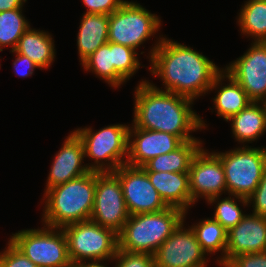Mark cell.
<instances>
[{
    "mask_svg": "<svg viewBox=\"0 0 266 267\" xmlns=\"http://www.w3.org/2000/svg\"><path fill=\"white\" fill-rule=\"evenodd\" d=\"M149 55V71L160 77L165 91L193 101L208 93L215 77L223 70L202 53L166 37H159Z\"/></svg>",
    "mask_w": 266,
    "mask_h": 267,
    "instance_id": "1",
    "label": "cell"
},
{
    "mask_svg": "<svg viewBox=\"0 0 266 267\" xmlns=\"http://www.w3.org/2000/svg\"><path fill=\"white\" fill-rule=\"evenodd\" d=\"M133 124L140 129L162 131L178 136L183 142L199 140L190 133L206 128L203 119L191 107L193 100L165 91L147 80L134 92Z\"/></svg>",
    "mask_w": 266,
    "mask_h": 267,
    "instance_id": "2",
    "label": "cell"
},
{
    "mask_svg": "<svg viewBox=\"0 0 266 267\" xmlns=\"http://www.w3.org/2000/svg\"><path fill=\"white\" fill-rule=\"evenodd\" d=\"M96 172L74 178L44 192L43 225L63 228L90 220L95 199Z\"/></svg>",
    "mask_w": 266,
    "mask_h": 267,
    "instance_id": "3",
    "label": "cell"
},
{
    "mask_svg": "<svg viewBox=\"0 0 266 267\" xmlns=\"http://www.w3.org/2000/svg\"><path fill=\"white\" fill-rule=\"evenodd\" d=\"M185 217L183 210L171 206L159 212L130 215L118 234L119 250L154 255Z\"/></svg>",
    "mask_w": 266,
    "mask_h": 267,
    "instance_id": "4",
    "label": "cell"
},
{
    "mask_svg": "<svg viewBox=\"0 0 266 267\" xmlns=\"http://www.w3.org/2000/svg\"><path fill=\"white\" fill-rule=\"evenodd\" d=\"M74 131L83 142L85 158L94 160L93 164H86L90 171L115 172L126 164L129 124L108 125L94 132L91 127L78 128Z\"/></svg>",
    "mask_w": 266,
    "mask_h": 267,
    "instance_id": "5",
    "label": "cell"
},
{
    "mask_svg": "<svg viewBox=\"0 0 266 267\" xmlns=\"http://www.w3.org/2000/svg\"><path fill=\"white\" fill-rule=\"evenodd\" d=\"M66 235L72 264L103 262L114 258L119 249L118 234L92 220L69 224L62 228Z\"/></svg>",
    "mask_w": 266,
    "mask_h": 267,
    "instance_id": "6",
    "label": "cell"
},
{
    "mask_svg": "<svg viewBox=\"0 0 266 267\" xmlns=\"http://www.w3.org/2000/svg\"><path fill=\"white\" fill-rule=\"evenodd\" d=\"M221 160L228 195L248 198L257 188L266 168V147L242 146L214 152Z\"/></svg>",
    "mask_w": 266,
    "mask_h": 267,
    "instance_id": "7",
    "label": "cell"
},
{
    "mask_svg": "<svg viewBox=\"0 0 266 267\" xmlns=\"http://www.w3.org/2000/svg\"><path fill=\"white\" fill-rule=\"evenodd\" d=\"M9 241L38 267H68L72 264L62 228L43 226L12 234Z\"/></svg>",
    "mask_w": 266,
    "mask_h": 267,
    "instance_id": "8",
    "label": "cell"
},
{
    "mask_svg": "<svg viewBox=\"0 0 266 267\" xmlns=\"http://www.w3.org/2000/svg\"><path fill=\"white\" fill-rule=\"evenodd\" d=\"M161 19L137 2L125 1L109 15L108 42L121 44L134 50L155 35Z\"/></svg>",
    "mask_w": 266,
    "mask_h": 267,
    "instance_id": "9",
    "label": "cell"
},
{
    "mask_svg": "<svg viewBox=\"0 0 266 267\" xmlns=\"http://www.w3.org/2000/svg\"><path fill=\"white\" fill-rule=\"evenodd\" d=\"M129 216L119 177L114 172H96L95 199L90 220L119 234Z\"/></svg>",
    "mask_w": 266,
    "mask_h": 267,
    "instance_id": "10",
    "label": "cell"
},
{
    "mask_svg": "<svg viewBox=\"0 0 266 267\" xmlns=\"http://www.w3.org/2000/svg\"><path fill=\"white\" fill-rule=\"evenodd\" d=\"M114 173L119 177L129 215L159 212L169 207L142 167L124 164Z\"/></svg>",
    "mask_w": 266,
    "mask_h": 267,
    "instance_id": "11",
    "label": "cell"
},
{
    "mask_svg": "<svg viewBox=\"0 0 266 267\" xmlns=\"http://www.w3.org/2000/svg\"><path fill=\"white\" fill-rule=\"evenodd\" d=\"M223 70L240 84L252 102L266 103V42L250 48Z\"/></svg>",
    "mask_w": 266,
    "mask_h": 267,
    "instance_id": "12",
    "label": "cell"
},
{
    "mask_svg": "<svg viewBox=\"0 0 266 267\" xmlns=\"http://www.w3.org/2000/svg\"><path fill=\"white\" fill-rule=\"evenodd\" d=\"M184 220L154 254L155 267H206V253L193 229Z\"/></svg>",
    "mask_w": 266,
    "mask_h": 267,
    "instance_id": "13",
    "label": "cell"
},
{
    "mask_svg": "<svg viewBox=\"0 0 266 267\" xmlns=\"http://www.w3.org/2000/svg\"><path fill=\"white\" fill-rule=\"evenodd\" d=\"M203 147L193 157L189 173V189L195 204L199 198L206 201L227 192L225 173L220 158Z\"/></svg>",
    "mask_w": 266,
    "mask_h": 267,
    "instance_id": "14",
    "label": "cell"
},
{
    "mask_svg": "<svg viewBox=\"0 0 266 267\" xmlns=\"http://www.w3.org/2000/svg\"><path fill=\"white\" fill-rule=\"evenodd\" d=\"M184 142L171 133L129 126L128 158L126 164L142 167L150 159L170 153Z\"/></svg>",
    "mask_w": 266,
    "mask_h": 267,
    "instance_id": "15",
    "label": "cell"
},
{
    "mask_svg": "<svg viewBox=\"0 0 266 267\" xmlns=\"http://www.w3.org/2000/svg\"><path fill=\"white\" fill-rule=\"evenodd\" d=\"M266 252V216L245 215L227 232L225 259L219 266L227 265L242 254Z\"/></svg>",
    "mask_w": 266,
    "mask_h": 267,
    "instance_id": "16",
    "label": "cell"
},
{
    "mask_svg": "<svg viewBox=\"0 0 266 267\" xmlns=\"http://www.w3.org/2000/svg\"><path fill=\"white\" fill-rule=\"evenodd\" d=\"M65 139L62 148L54 157L45 191L90 171L87 165H82L85 149L81 138L73 131Z\"/></svg>",
    "mask_w": 266,
    "mask_h": 267,
    "instance_id": "17",
    "label": "cell"
},
{
    "mask_svg": "<svg viewBox=\"0 0 266 267\" xmlns=\"http://www.w3.org/2000/svg\"><path fill=\"white\" fill-rule=\"evenodd\" d=\"M164 202L171 207L180 208L187 214L193 206L189 189V173L146 172Z\"/></svg>",
    "mask_w": 266,
    "mask_h": 267,
    "instance_id": "18",
    "label": "cell"
},
{
    "mask_svg": "<svg viewBox=\"0 0 266 267\" xmlns=\"http://www.w3.org/2000/svg\"><path fill=\"white\" fill-rule=\"evenodd\" d=\"M225 79L228 80L229 83L222 86V82ZM213 89H215V91L219 89L213 99L217 116L223 117L226 121L252 102L240 84L224 70L215 77L209 92L213 91Z\"/></svg>",
    "mask_w": 266,
    "mask_h": 267,
    "instance_id": "19",
    "label": "cell"
},
{
    "mask_svg": "<svg viewBox=\"0 0 266 267\" xmlns=\"http://www.w3.org/2000/svg\"><path fill=\"white\" fill-rule=\"evenodd\" d=\"M109 15L84 13L77 34L78 55L81 63L100 46L108 42Z\"/></svg>",
    "mask_w": 266,
    "mask_h": 267,
    "instance_id": "20",
    "label": "cell"
},
{
    "mask_svg": "<svg viewBox=\"0 0 266 267\" xmlns=\"http://www.w3.org/2000/svg\"><path fill=\"white\" fill-rule=\"evenodd\" d=\"M228 121L236 141L253 143L266 132V103L251 102Z\"/></svg>",
    "mask_w": 266,
    "mask_h": 267,
    "instance_id": "21",
    "label": "cell"
},
{
    "mask_svg": "<svg viewBox=\"0 0 266 267\" xmlns=\"http://www.w3.org/2000/svg\"><path fill=\"white\" fill-rule=\"evenodd\" d=\"M14 51L27 56L36 63L40 69H48L55 57V46L52 35L43 30L29 28L18 40Z\"/></svg>",
    "mask_w": 266,
    "mask_h": 267,
    "instance_id": "22",
    "label": "cell"
},
{
    "mask_svg": "<svg viewBox=\"0 0 266 267\" xmlns=\"http://www.w3.org/2000/svg\"><path fill=\"white\" fill-rule=\"evenodd\" d=\"M201 147V140L184 142L175 151L150 159L142 168L146 172L188 173L191 161Z\"/></svg>",
    "mask_w": 266,
    "mask_h": 267,
    "instance_id": "23",
    "label": "cell"
},
{
    "mask_svg": "<svg viewBox=\"0 0 266 267\" xmlns=\"http://www.w3.org/2000/svg\"><path fill=\"white\" fill-rule=\"evenodd\" d=\"M237 22L241 33L251 36L253 42H266V1H246L241 7Z\"/></svg>",
    "mask_w": 266,
    "mask_h": 267,
    "instance_id": "24",
    "label": "cell"
},
{
    "mask_svg": "<svg viewBox=\"0 0 266 267\" xmlns=\"http://www.w3.org/2000/svg\"><path fill=\"white\" fill-rule=\"evenodd\" d=\"M193 225L191 228L196 234L197 241L207 255L222 251L220 259H217V263L220 264L225 259L228 231L213 218L203 219Z\"/></svg>",
    "mask_w": 266,
    "mask_h": 267,
    "instance_id": "25",
    "label": "cell"
},
{
    "mask_svg": "<svg viewBox=\"0 0 266 267\" xmlns=\"http://www.w3.org/2000/svg\"><path fill=\"white\" fill-rule=\"evenodd\" d=\"M86 71H92L98 78L105 80L111 87L119 88L126 82L113 67V43L107 42L100 46L82 63ZM119 86V87H118Z\"/></svg>",
    "mask_w": 266,
    "mask_h": 267,
    "instance_id": "26",
    "label": "cell"
},
{
    "mask_svg": "<svg viewBox=\"0 0 266 267\" xmlns=\"http://www.w3.org/2000/svg\"><path fill=\"white\" fill-rule=\"evenodd\" d=\"M22 8L0 12V52L4 47L17 46L18 40L29 28L30 24L22 14Z\"/></svg>",
    "mask_w": 266,
    "mask_h": 267,
    "instance_id": "27",
    "label": "cell"
},
{
    "mask_svg": "<svg viewBox=\"0 0 266 267\" xmlns=\"http://www.w3.org/2000/svg\"><path fill=\"white\" fill-rule=\"evenodd\" d=\"M232 196L229 194L224 199H220V196H217L207 201L208 204L217 203L214 210V217L212 216V218L220 223L227 231L235 227L246 215L242 212L237 202H241L243 204L241 206L247 207L249 205L246 198ZM237 199L238 201H235Z\"/></svg>",
    "mask_w": 266,
    "mask_h": 267,
    "instance_id": "28",
    "label": "cell"
},
{
    "mask_svg": "<svg viewBox=\"0 0 266 267\" xmlns=\"http://www.w3.org/2000/svg\"><path fill=\"white\" fill-rule=\"evenodd\" d=\"M138 52L130 47L113 43V67L126 81L140 68Z\"/></svg>",
    "mask_w": 266,
    "mask_h": 267,
    "instance_id": "29",
    "label": "cell"
},
{
    "mask_svg": "<svg viewBox=\"0 0 266 267\" xmlns=\"http://www.w3.org/2000/svg\"><path fill=\"white\" fill-rule=\"evenodd\" d=\"M112 260L116 261L115 267H155L154 255L149 253L128 252L118 249Z\"/></svg>",
    "mask_w": 266,
    "mask_h": 267,
    "instance_id": "30",
    "label": "cell"
},
{
    "mask_svg": "<svg viewBox=\"0 0 266 267\" xmlns=\"http://www.w3.org/2000/svg\"><path fill=\"white\" fill-rule=\"evenodd\" d=\"M0 267H38L10 241L7 248L0 252Z\"/></svg>",
    "mask_w": 266,
    "mask_h": 267,
    "instance_id": "31",
    "label": "cell"
},
{
    "mask_svg": "<svg viewBox=\"0 0 266 267\" xmlns=\"http://www.w3.org/2000/svg\"><path fill=\"white\" fill-rule=\"evenodd\" d=\"M247 200L248 204H253L252 213L266 216V168L256 190L247 198Z\"/></svg>",
    "mask_w": 266,
    "mask_h": 267,
    "instance_id": "32",
    "label": "cell"
},
{
    "mask_svg": "<svg viewBox=\"0 0 266 267\" xmlns=\"http://www.w3.org/2000/svg\"><path fill=\"white\" fill-rule=\"evenodd\" d=\"M83 4L87 7L85 13H95V14H107L110 15L126 0H81Z\"/></svg>",
    "mask_w": 266,
    "mask_h": 267,
    "instance_id": "33",
    "label": "cell"
},
{
    "mask_svg": "<svg viewBox=\"0 0 266 267\" xmlns=\"http://www.w3.org/2000/svg\"><path fill=\"white\" fill-rule=\"evenodd\" d=\"M228 267H266V252L242 254L233 258Z\"/></svg>",
    "mask_w": 266,
    "mask_h": 267,
    "instance_id": "34",
    "label": "cell"
},
{
    "mask_svg": "<svg viewBox=\"0 0 266 267\" xmlns=\"http://www.w3.org/2000/svg\"><path fill=\"white\" fill-rule=\"evenodd\" d=\"M11 53H15V61H13V68L15 74L19 77H29L34 73L36 68H40L36 63L30 60L27 56L16 53L14 50Z\"/></svg>",
    "mask_w": 266,
    "mask_h": 267,
    "instance_id": "35",
    "label": "cell"
},
{
    "mask_svg": "<svg viewBox=\"0 0 266 267\" xmlns=\"http://www.w3.org/2000/svg\"><path fill=\"white\" fill-rule=\"evenodd\" d=\"M27 0H0V12L22 8Z\"/></svg>",
    "mask_w": 266,
    "mask_h": 267,
    "instance_id": "36",
    "label": "cell"
},
{
    "mask_svg": "<svg viewBox=\"0 0 266 267\" xmlns=\"http://www.w3.org/2000/svg\"><path fill=\"white\" fill-rule=\"evenodd\" d=\"M80 267H108L106 263L103 262H83L80 263Z\"/></svg>",
    "mask_w": 266,
    "mask_h": 267,
    "instance_id": "37",
    "label": "cell"
},
{
    "mask_svg": "<svg viewBox=\"0 0 266 267\" xmlns=\"http://www.w3.org/2000/svg\"><path fill=\"white\" fill-rule=\"evenodd\" d=\"M68 267H80V263L79 264H71Z\"/></svg>",
    "mask_w": 266,
    "mask_h": 267,
    "instance_id": "38",
    "label": "cell"
}]
</instances>
